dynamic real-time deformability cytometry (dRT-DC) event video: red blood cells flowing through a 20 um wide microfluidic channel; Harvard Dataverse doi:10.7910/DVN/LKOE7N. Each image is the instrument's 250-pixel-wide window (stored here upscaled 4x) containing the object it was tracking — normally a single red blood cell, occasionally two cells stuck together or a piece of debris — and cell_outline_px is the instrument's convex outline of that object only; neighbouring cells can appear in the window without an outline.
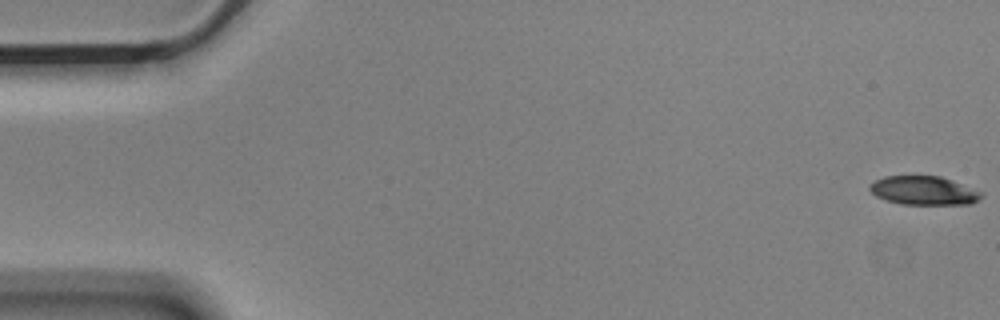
{"species": "Egyptian fruit bat (a non-hibernating species)", "species_latin": "Rousettus aegyptiacus", "temperature_condition": "cold", "stored_images_in_passage": 57, "camera_frame_rate_fps": 3000, "um_per_image_px": 0.085, "animal": {"sex": "male"}, "frame": {"image": 1, "passage_image": 1, "time_ms": 0.0, "image_size_px": [1000, 320], "cell_outline_px": [[984, 192], [980, 200], [972, 204], [900, 204], [876, 196], [868, 188], [876, 180], [884, 176], [940, 176], [952, 180]], "centroid_in_image_um": [78.58, 16.2], "position_along_channel_um": 6.4, "area_um2": 18.67}}
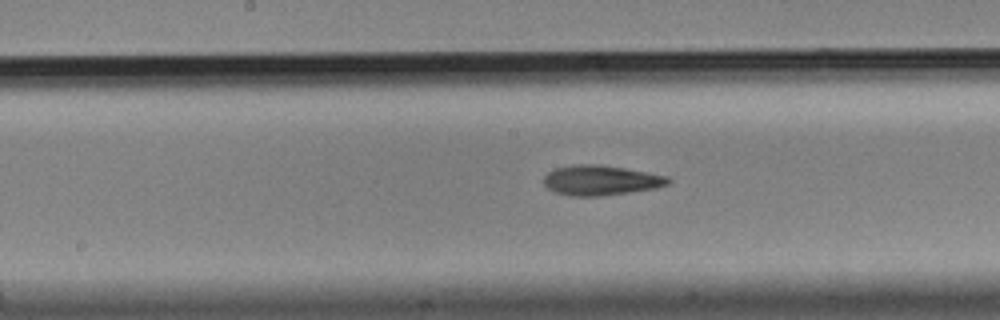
{"frame": {"image": 2, "passage_image": 29, "time_ms": 9.333, "image_size_px": [1000, 320], "cell_outline_px": [[672, 180], [668, 184], [656, 188], [600, 196], [572, 196], [556, 192], [548, 188], [544, 184], [544, 176], [548, 172], [556, 168], [576, 164], [600, 164], [624, 168], [668, 176]], "centroid_in_image_um": [51.07, 15.32], "position_along_channel_um": 197.1, "area_um2": 21.62}}
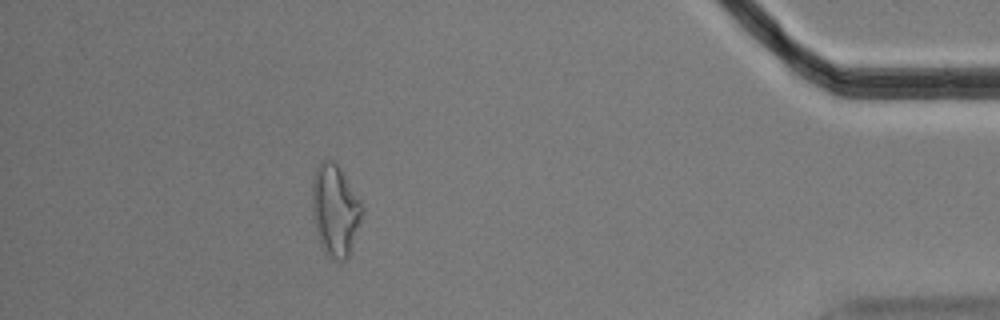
{"frame": {"image": 3, "passage_image": 51, "time_ms": 16.667, "image_size_px": [1000, 320], "cell_outline_px": [[360, 220], [348, 260], [332, 260], [324, 252], [320, 244], [316, 232], [312, 216], [312, 180], [316, 168], [320, 160], [332, 160], [340, 168], [360, 200]], "centroid_in_image_um": [28.44, 17.89], "position_along_channel_um": 406.8, "area_um2": 26.47}, "authors_computed_cell_mechanics": {"area_um2": 21.097, "velocity_mm_per_s": 3.5436, "shape_relaxation_time_tau1_ms": 7.7866, "shape_relaxation_time_tau2_ms": 5.4156, "deformation_change_tau1": 0.2083, "deformation_change_tau2": 0.1559}}